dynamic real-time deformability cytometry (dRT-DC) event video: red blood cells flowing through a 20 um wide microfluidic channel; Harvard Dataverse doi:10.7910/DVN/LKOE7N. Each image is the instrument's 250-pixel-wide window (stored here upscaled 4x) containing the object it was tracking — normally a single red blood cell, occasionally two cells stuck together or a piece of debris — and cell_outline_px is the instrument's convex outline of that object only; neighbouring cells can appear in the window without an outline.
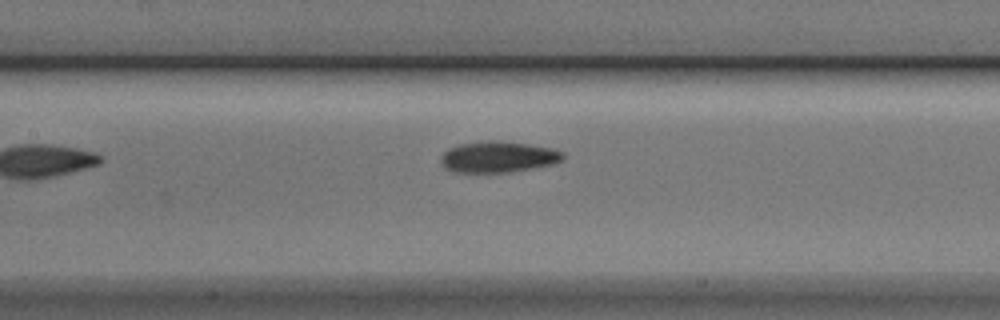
{"species": "Egyptian fruit bat (a non-hibernating species)", "species_latin": "Rousettus aegyptiacus", "temperature_condition": "cold", "stored_images_in_passage": 6, "camera_frame_rate_fps": 3000, "um_per_image_px": 0.085, "animal": {"sex": "male"}, "frame": {"image": 1, "passage_image": 6, "time_ms": 1.667, "image_size_px": [1000, 320], "cell_outline_px": [[564, 160], [552, 164], [508, 172], [456, 172], [444, 168], [440, 164], [440, 156], [448, 148], [460, 144], [488, 140], [496, 140], [528, 144], [552, 148], [564, 152]], "centroid_in_image_um": [42.32, 13.33], "position_along_channel_um": 165.1, "area_um2": 22.2}}